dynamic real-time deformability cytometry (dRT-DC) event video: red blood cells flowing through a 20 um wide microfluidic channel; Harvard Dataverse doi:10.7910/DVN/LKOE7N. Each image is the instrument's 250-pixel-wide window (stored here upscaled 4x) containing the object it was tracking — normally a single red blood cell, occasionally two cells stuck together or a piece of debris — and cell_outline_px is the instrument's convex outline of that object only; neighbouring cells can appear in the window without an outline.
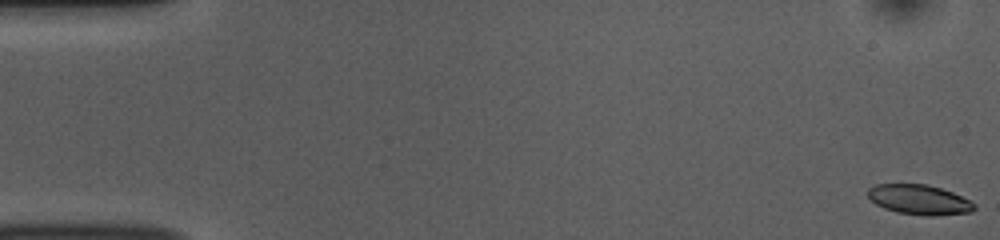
{"species": "common noctule bat (a hibernating species)", "species_latin": "Nyctalus noctula", "temperature_condition": "room temperature", "stored_images_in_passage": 17, "camera_frame_rate_fps": 3000, "um_per_image_px": 0.085, "animal": {"sex": "female", "body_mass_g": 10.0, "forearm_length_mm": 53.1}, "frame": {"image": 1, "passage_image": 1, "time_ms": 0.0, "image_size_px": [1000, 240], "cell_outline_px": [[976, 208], [972, 212], [932, 216], [924, 216], [896, 212], [884, 208], [876, 204], [868, 196], [868, 188], [876, 184], [928, 184], [952, 192], [976, 204]], "centroid_in_image_um": [78.14, 16.98], "position_along_channel_um": 6.9, "area_um2": 18.55}}
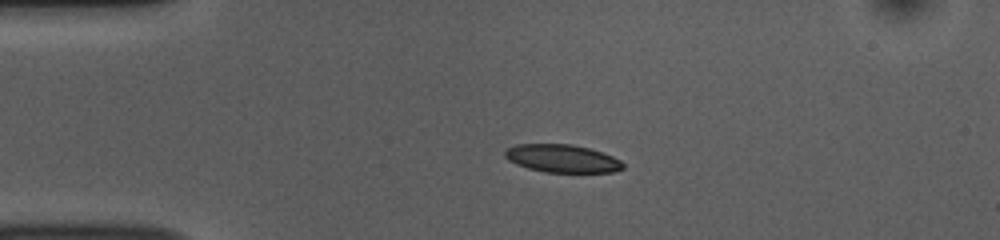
{"frame": {"image": 2, "passage_image": 12, "time_ms": 3.667, "image_size_px": [1000, 240], "cell_outline_px": [[624, 168], [612, 172], [544, 172], [528, 168], [516, 164], [508, 160], [504, 156], [504, 152], [508, 148], [516, 144], [572, 144], [588, 148], [612, 156], [620, 160], [624, 164]], "centroid_in_image_um": [47.76, 13.47], "position_along_channel_um": 37.2, "area_um2": 19.13}}